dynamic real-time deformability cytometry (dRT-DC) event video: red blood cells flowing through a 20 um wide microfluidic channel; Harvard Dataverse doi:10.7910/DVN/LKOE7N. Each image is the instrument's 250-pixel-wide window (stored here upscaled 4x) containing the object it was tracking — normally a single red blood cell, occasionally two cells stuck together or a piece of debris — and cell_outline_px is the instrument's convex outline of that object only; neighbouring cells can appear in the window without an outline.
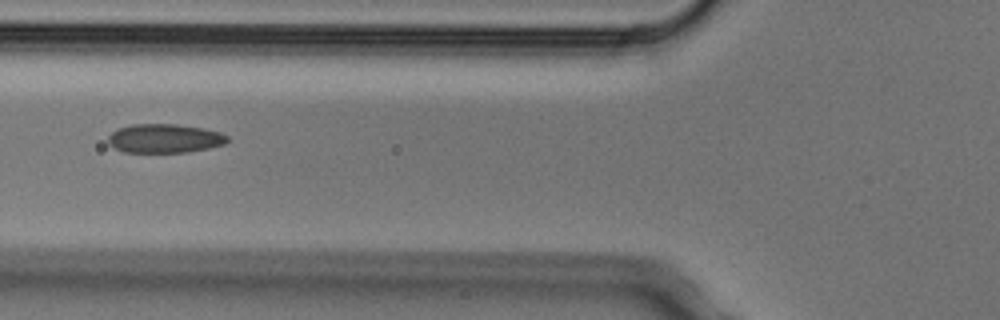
{"species": "Egyptian fruit bat (a non-hibernating species)", "species_latin": "Rousettus aegyptiacus", "temperature_condition": "cold", "stored_images_in_passage": 6, "camera_frame_rate_fps": 3000, "um_per_image_px": 0.085, "animal": {"sex": "male"}, "frame": {"image": 1, "passage_image": 3, "time_ms": 0.667, "image_size_px": [1000, 320], "cell_outline_px": [[228, 140], [224, 144], [208, 148], [188, 152], [124, 152], [108, 144], [108, 136], [112, 132], [120, 128], [132, 124], [176, 124], [204, 128], [220, 132], [228, 136]], "centroid_in_image_um": [14.0, 11.76], "position_along_channel_um": 111.8, "area_um2": 20.06}}
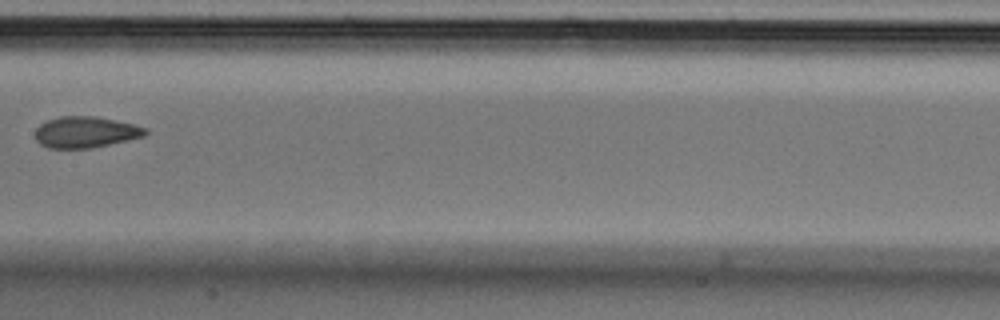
{"frame": {"image": 2, "passage_image": 5, "time_ms": 1.333, "image_size_px": [1000, 320], "cell_outline_px": [[148, 132], [144, 136], [128, 140], [92, 148], [48, 148], [40, 144], [36, 140], [36, 128], [40, 124], [48, 120], [60, 116], [96, 116], [132, 124], [148, 128]], "centroid_in_image_um": [7.27, 11.23], "position_along_channel_um": 200.1, "area_um2": 20.0}}
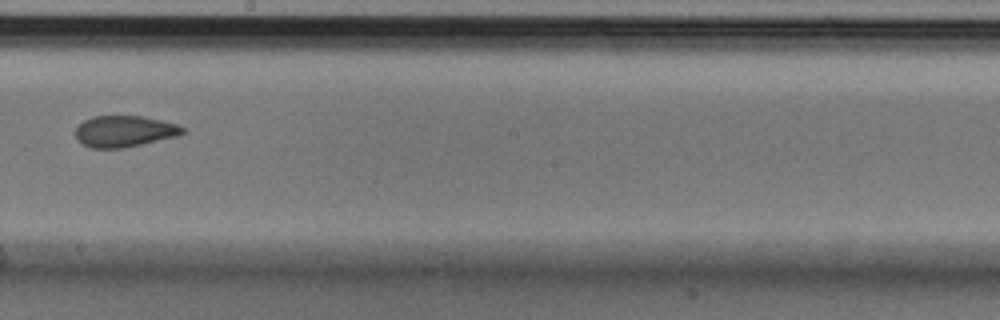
{"frame": {"image": 3, "passage_image": 6, "time_ms": 1.667, "image_size_px": [1000, 320], "cell_outline_px": [[184, 132], [176, 136], [124, 148], [88, 148], [80, 144], [76, 140], [76, 128], [84, 120], [92, 116], [144, 116], [176, 124], [184, 128]], "centroid_in_image_um": [10.51, 11.17], "position_along_channel_um": 237.7, "area_um2": 19.54}}